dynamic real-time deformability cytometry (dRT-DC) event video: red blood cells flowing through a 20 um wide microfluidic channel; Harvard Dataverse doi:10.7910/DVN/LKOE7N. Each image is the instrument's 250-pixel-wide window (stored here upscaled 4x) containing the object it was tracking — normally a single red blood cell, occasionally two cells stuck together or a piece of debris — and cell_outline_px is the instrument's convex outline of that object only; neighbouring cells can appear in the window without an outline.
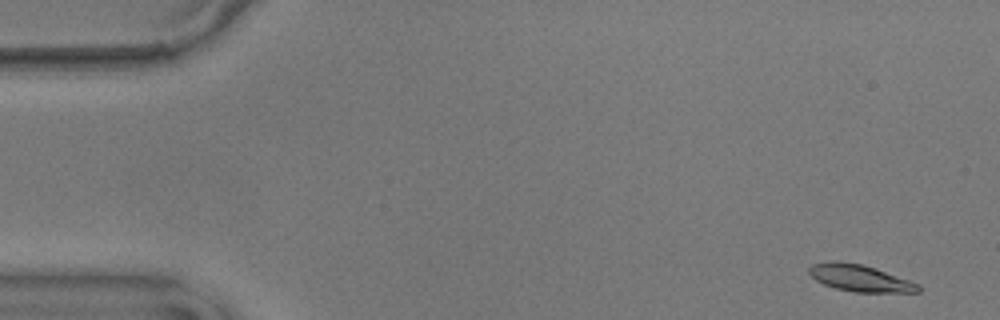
{"species": "common noctule bat (a hibernating species)", "species_latin": "Nyctalus noctula", "temperature_condition": "warm", "stored_images_in_passage": 55, "camera_frame_rate_fps": 3000, "um_per_image_px": 0.085, "animal": {"sex": "male", "body_mass_g": 17.9}, "frame": {"image": 1, "passage_image": 2, "time_ms": 0.333, "image_size_px": [1000, 320], "cell_outline_px": [[920, 292], [856, 292], [836, 288], [824, 284], [816, 280], [808, 272], [808, 268], [812, 264], [832, 260], [836, 260], [864, 264], [920, 284]], "centroid_in_image_um": [73.08, 23.62], "position_along_channel_um": 11.9, "area_um2": 17.05}}
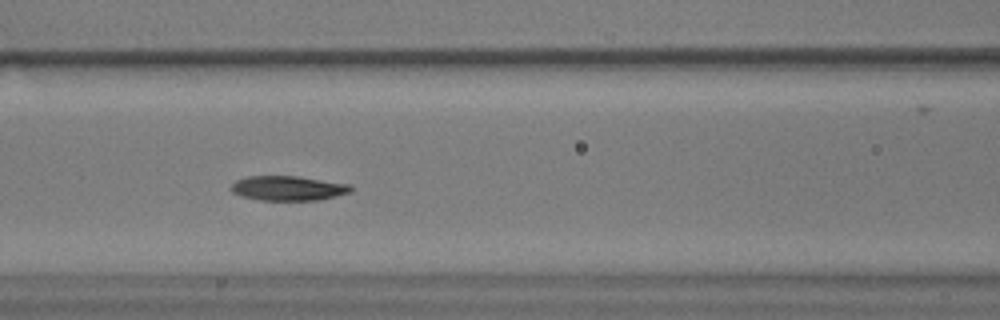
{"frame": {"image": 2, "passage_image": 23, "time_ms": 7.333, "image_size_px": [1000, 320], "cell_outline_px": [[352, 192], [320, 200], [260, 200], [240, 196], [232, 192], [228, 188], [236, 180], [248, 176], [296, 176], [352, 184]], "centroid_in_image_um": [24.49, 16.0], "position_along_channel_um": 142.1, "area_um2": 17.4}}
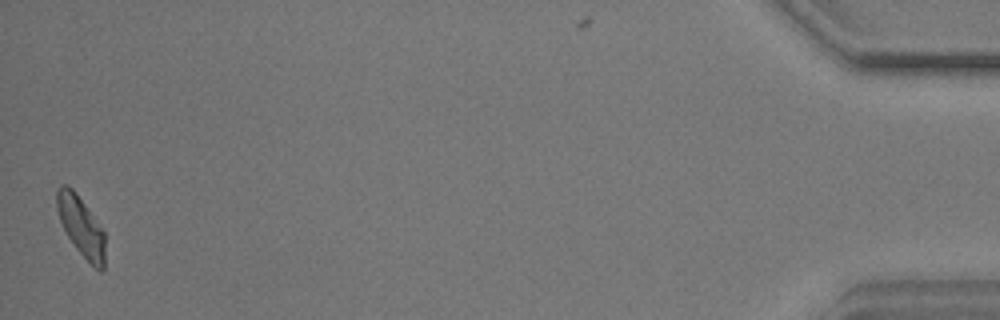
{"frame": {"image": 3, "passage_image": 55, "time_ms": 18.0, "image_size_px": [1000, 320], "cell_outline_px": [[104, 268], [100, 272], [76, 248], [68, 236], [60, 220], [56, 208], [56, 192], [60, 184], [68, 184], [76, 192], [104, 232]], "centroid_in_image_um": [6.86, 19.19], "position_along_channel_um": 428.3, "area_um2": 16.42}, "authors_computed_cell_mechanics": {"area_um2": 17.34, "velocity_mm_per_s": 3.5567, "shape_relaxation_time_tau1_ms": 4.715, "shape_relaxation_time_tau2_ms": 6.0259, "deformation_change_tau1": 0.1389, "deformation_change_tau2": 0.1002}}